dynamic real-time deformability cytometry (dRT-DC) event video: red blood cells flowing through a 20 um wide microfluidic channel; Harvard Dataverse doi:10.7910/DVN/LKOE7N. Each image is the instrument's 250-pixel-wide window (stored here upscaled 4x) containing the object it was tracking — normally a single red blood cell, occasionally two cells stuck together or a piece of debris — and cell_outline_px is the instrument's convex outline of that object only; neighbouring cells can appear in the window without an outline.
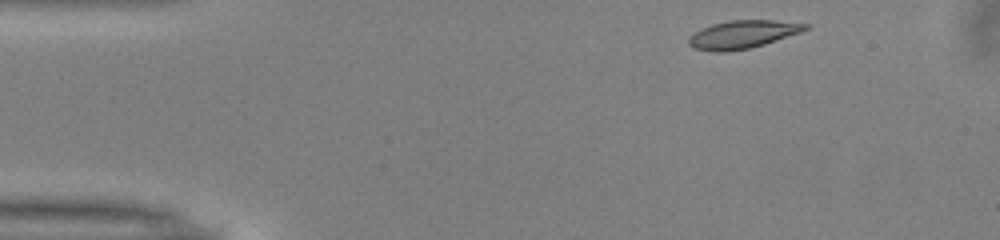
{"species": "common noctule bat (a hibernating species)", "species_latin": "Nyctalus noctula", "temperature_condition": "warm", "stored_images_in_passage": 34, "camera_frame_rate_fps": 3000, "um_per_image_px": 0.085, "animal": {"sex": "male", "body_mass_g": 13.0, "forearm_length_mm": 53.1}, "frame": {"image": 1, "passage_image": 1, "time_ms": 0.0, "image_size_px": [1000, 240], "cell_outline_px": [[812, 24], [808, 28], [800, 32], [764, 44], [748, 48], [724, 52], [716, 52], [692, 48], [688, 44], [688, 36], [700, 28], [712, 24], [728, 20], [772, 20]], "centroid_in_image_um": [63.07, 2.92], "position_along_channel_um": 21.9, "area_um2": 19.07}}
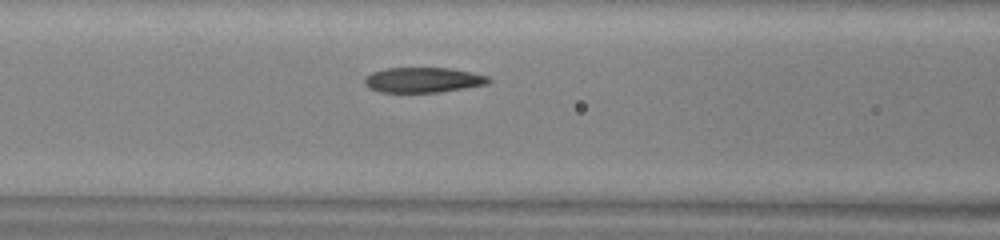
{"frame": {"image": 2, "passage_image": 15, "time_ms": 4.667, "image_size_px": [1000, 240], "cell_outline_px": [[492, 80], [488, 84], [440, 92], [380, 92], [368, 88], [364, 84], [364, 80], [372, 72], [384, 68], [452, 68], [472, 72], [488, 76]], "centroid_in_image_um": [35.98, 6.79], "position_along_channel_um": 130.6, "area_um2": 18.26}}
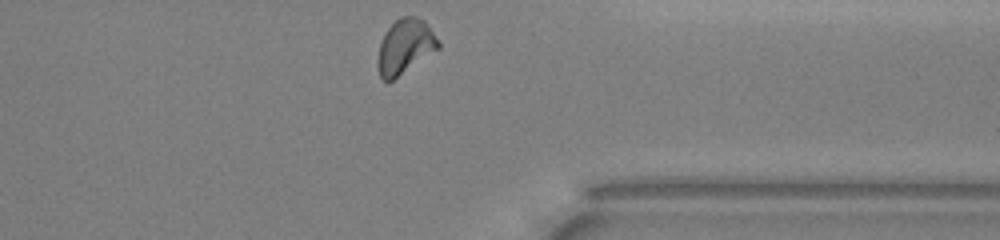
{"frame": {"image": 3, "passage_image": 34, "time_ms": 11.0, "image_size_px": [1000, 240], "cell_outline_px": [[440, 48], [388, 84], [380, 76], [376, 64], [376, 60], [380, 44], [388, 28], [400, 16], [416, 16], [424, 20], [428, 24], [440, 44]], "centroid_in_image_um": [34.42, 3.98], "position_along_channel_um": 377.0, "area_um2": 19.48}, "authors_computed_cell_mechanics": {"area_um2": 19.1896, "velocity_mm_per_s": 4.0196, "shape_relaxation_time_tau1_ms": 4.3708, "shape_relaxation_time_tau2_ms": 1.6592, "deformation_change_tau1": 0.1637, "deformation_change_tau2": 0.071}}